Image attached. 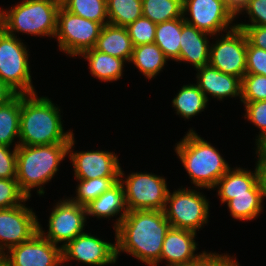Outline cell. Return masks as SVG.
Returning <instances> with one entry per match:
<instances>
[{
    "label": "cell",
    "instance_id": "34",
    "mask_svg": "<svg viewBox=\"0 0 266 266\" xmlns=\"http://www.w3.org/2000/svg\"><path fill=\"white\" fill-rule=\"evenodd\" d=\"M266 100V76L245 74L241 83V102Z\"/></svg>",
    "mask_w": 266,
    "mask_h": 266
},
{
    "label": "cell",
    "instance_id": "4",
    "mask_svg": "<svg viewBox=\"0 0 266 266\" xmlns=\"http://www.w3.org/2000/svg\"><path fill=\"white\" fill-rule=\"evenodd\" d=\"M176 144L175 153L188 173L191 183L198 189H214L218 180L231 168L219 151L198 136L193 129H189Z\"/></svg>",
    "mask_w": 266,
    "mask_h": 266
},
{
    "label": "cell",
    "instance_id": "2",
    "mask_svg": "<svg viewBox=\"0 0 266 266\" xmlns=\"http://www.w3.org/2000/svg\"><path fill=\"white\" fill-rule=\"evenodd\" d=\"M60 108L48 97L21 94L19 145L70 143L73 131H64Z\"/></svg>",
    "mask_w": 266,
    "mask_h": 266
},
{
    "label": "cell",
    "instance_id": "33",
    "mask_svg": "<svg viewBox=\"0 0 266 266\" xmlns=\"http://www.w3.org/2000/svg\"><path fill=\"white\" fill-rule=\"evenodd\" d=\"M246 114L244 117L251 121L259 130L256 139V153L266 147V100L254 102H242Z\"/></svg>",
    "mask_w": 266,
    "mask_h": 266
},
{
    "label": "cell",
    "instance_id": "46",
    "mask_svg": "<svg viewBox=\"0 0 266 266\" xmlns=\"http://www.w3.org/2000/svg\"><path fill=\"white\" fill-rule=\"evenodd\" d=\"M259 153L262 155L263 159L266 161V147L262 149Z\"/></svg>",
    "mask_w": 266,
    "mask_h": 266
},
{
    "label": "cell",
    "instance_id": "17",
    "mask_svg": "<svg viewBox=\"0 0 266 266\" xmlns=\"http://www.w3.org/2000/svg\"><path fill=\"white\" fill-rule=\"evenodd\" d=\"M195 237V232L171 227L164 238L159 262L165 260L168 263L166 266H173L198 260L206 251L195 254L198 249Z\"/></svg>",
    "mask_w": 266,
    "mask_h": 266
},
{
    "label": "cell",
    "instance_id": "27",
    "mask_svg": "<svg viewBox=\"0 0 266 266\" xmlns=\"http://www.w3.org/2000/svg\"><path fill=\"white\" fill-rule=\"evenodd\" d=\"M178 91L172 100L177 115L186 120L204 111L208 100L196 84L183 85Z\"/></svg>",
    "mask_w": 266,
    "mask_h": 266
},
{
    "label": "cell",
    "instance_id": "8",
    "mask_svg": "<svg viewBox=\"0 0 266 266\" xmlns=\"http://www.w3.org/2000/svg\"><path fill=\"white\" fill-rule=\"evenodd\" d=\"M120 169V182L124 187L128 211L158 210L163 211L169 189L164 177L151 173L133 172L123 180Z\"/></svg>",
    "mask_w": 266,
    "mask_h": 266
},
{
    "label": "cell",
    "instance_id": "26",
    "mask_svg": "<svg viewBox=\"0 0 266 266\" xmlns=\"http://www.w3.org/2000/svg\"><path fill=\"white\" fill-rule=\"evenodd\" d=\"M183 16L170 21L158 23L155 32V44L170 60L176 61L180 56V41L182 33Z\"/></svg>",
    "mask_w": 266,
    "mask_h": 266
},
{
    "label": "cell",
    "instance_id": "7",
    "mask_svg": "<svg viewBox=\"0 0 266 266\" xmlns=\"http://www.w3.org/2000/svg\"><path fill=\"white\" fill-rule=\"evenodd\" d=\"M163 211L171 227L196 233L208 223L209 202L200 191L178 188L173 193L169 191Z\"/></svg>",
    "mask_w": 266,
    "mask_h": 266
},
{
    "label": "cell",
    "instance_id": "49",
    "mask_svg": "<svg viewBox=\"0 0 266 266\" xmlns=\"http://www.w3.org/2000/svg\"><path fill=\"white\" fill-rule=\"evenodd\" d=\"M173 266H191V263L190 264H185V265H173Z\"/></svg>",
    "mask_w": 266,
    "mask_h": 266
},
{
    "label": "cell",
    "instance_id": "39",
    "mask_svg": "<svg viewBox=\"0 0 266 266\" xmlns=\"http://www.w3.org/2000/svg\"><path fill=\"white\" fill-rule=\"evenodd\" d=\"M17 147L11 151V147L0 144V178L16 179Z\"/></svg>",
    "mask_w": 266,
    "mask_h": 266
},
{
    "label": "cell",
    "instance_id": "11",
    "mask_svg": "<svg viewBox=\"0 0 266 266\" xmlns=\"http://www.w3.org/2000/svg\"><path fill=\"white\" fill-rule=\"evenodd\" d=\"M87 223L86 209L69 198L58 201L48 220V231H44L38 223V231L50 242L64 247L68 242L84 233Z\"/></svg>",
    "mask_w": 266,
    "mask_h": 266
},
{
    "label": "cell",
    "instance_id": "5",
    "mask_svg": "<svg viewBox=\"0 0 266 266\" xmlns=\"http://www.w3.org/2000/svg\"><path fill=\"white\" fill-rule=\"evenodd\" d=\"M60 7L51 0H22L9 10L0 9V27L12 36L20 32L55 38Z\"/></svg>",
    "mask_w": 266,
    "mask_h": 266
},
{
    "label": "cell",
    "instance_id": "48",
    "mask_svg": "<svg viewBox=\"0 0 266 266\" xmlns=\"http://www.w3.org/2000/svg\"><path fill=\"white\" fill-rule=\"evenodd\" d=\"M51 1H54L56 3H58L59 5H63V3L66 1V0H51Z\"/></svg>",
    "mask_w": 266,
    "mask_h": 266
},
{
    "label": "cell",
    "instance_id": "15",
    "mask_svg": "<svg viewBox=\"0 0 266 266\" xmlns=\"http://www.w3.org/2000/svg\"><path fill=\"white\" fill-rule=\"evenodd\" d=\"M77 260L81 263L94 266L115 264L116 242H105L91 233H83L75 237L62 247V263Z\"/></svg>",
    "mask_w": 266,
    "mask_h": 266
},
{
    "label": "cell",
    "instance_id": "21",
    "mask_svg": "<svg viewBox=\"0 0 266 266\" xmlns=\"http://www.w3.org/2000/svg\"><path fill=\"white\" fill-rule=\"evenodd\" d=\"M86 215L99 218H112L117 216L120 212L117 221L114 223V230L119 226L120 222L124 219L128 213L124 187L120 181H118L109 190L102 193L97 199L91 201L85 206Z\"/></svg>",
    "mask_w": 266,
    "mask_h": 266
},
{
    "label": "cell",
    "instance_id": "22",
    "mask_svg": "<svg viewBox=\"0 0 266 266\" xmlns=\"http://www.w3.org/2000/svg\"><path fill=\"white\" fill-rule=\"evenodd\" d=\"M94 48L102 53L130 62L134 46L126 27L106 24L103 26Z\"/></svg>",
    "mask_w": 266,
    "mask_h": 266
},
{
    "label": "cell",
    "instance_id": "31",
    "mask_svg": "<svg viewBox=\"0 0 266 266\" xmlns=\"http://www.w3.org/2000/svg\"><path fill=\"white\" fill-rule=\"evenodd\" d=\"M78 185L76 186V197H69L74 203L81 206H86L91 201L97 199L106 190L114 186L120 177H102L93 179H76Z\"/></svg>",
    "mask_w": 266,
    "mask_h": 266
},
{
    "label": "cell",
    "instance_id": "14",
    "mask_svg": "<svg viewBox=\"0 0 266 266\" xmlns=\"http://www.w3.org/2000/svg\"><path fill=\"white\" fill-rule=\"evenodd\" d=\"M38 217L32 208L21 205L0 209V252L5 254L38 232Z\"/></svg>",
    "mask_w": 266,
    "mask_h": 266
},
{
    "label": "cell",
    "instance_id": "38",
    "mask_svg": "<svg viewBox=\"0 0 266 266\" xmlns=\"http://www.w3.org/2000/svg\"><path fill=\"white\" fill-rule=\"evenodd\" d=\"M246 11L250 23H239L236 26H266V0H249L236 14Z\"/></svg>",
    "mask_w": 266,
    "mask_h": 266
},
{
    "label": "cell",
    "instance_id": "13",
    "mask_svg": "<svg viewBox=\"0 0 266 266\" xmlns=\"http://www.w3.org/2000/svg\"><path fill=\"white\" fill-rule=\"evenodd\" d=\"M4 266H63L62 247L50 242L38 231L4 254Z\"/></svg>",
    "mask_w": 266,
    "mask_h": 266
},
{
    "label": "cell",
    "instance_id": "1",
    "mask_svg": "<svg viewBox=\"0 0 266 266\" xmlns=\"http://www.w3.org/2000/svg\"><path fill=\"white\" fill-rule=\"evenodd\" d=\"M170 228L164 211H128L115 229L117 259L123 251L147 266H157L164 238Z\"/></svg>",
    "mask_w": 266,
    "mask_h": 266
},
{
    "label": "cell",
    "instance_id": "12",
    "mask_svg": "<svg viewBox=\"0 0 266 266\" xmlns=\"http://www.w3.org/2000/svg\"><path fill=\"white\" fill-rule=\"evenodd\" d=\"M247 40L241 28L230 29L215 44H210L209 65L242 80L246 74Z\"/></svg>",
    "mask_w": 266,
    "mask_h": 266
},
{
    "label": "cell",
    "instance_id": "20",
    "mask_svg": "<svg viewBox=\"0 0 266 266\" xmlns=\"http://www.w3.org/2000/svg\"><path fill=\"white\" fill-rule=\"evenodd\" d=\"M258 157L254 173L245 168H230L217 182L218 195H240L248 194V191H262L259 182L261 169V154Z\"/></svg>",
    "mask_w": 266,
    "mask_h": 266
},
{
    "label": "cell",
    "instance_id": "50",
    "mask_svg": "<svg viewBox=\"0 0 266 266\" xmlns=\"http://www.w3.org/2000/svg\"><path fill=\"white\" fill-rule=\"evenodd\" d=\"M224 1L228 3V6L230 8V0H224Z\"/></svg>",
    "mask_w": 266,
    "mask_h": 266
},
{
    "label": "cell",
    "instance_id": "44",
    "mask_svg": "<svg viewBox=\"0 0 266 266\" xmlns=\"http://www.w3.org/2000/svg\"><path fill=\"white\" fill-rule=\"evenodd\" d=\"M249 0H230V9L237 14Z\"/></svg>",
    "mask_w": 266,
    "mask_h": 266
},
{
    "label": "cell",
    "instance_id": "23",
    "mask_svg": "<svg viewBox=\"0 0 266 266\" xmlns=\"http://www.w3.org/2000/svg\"><path fill=\"white\" fill-rule=\"evenodd\" d=\"M83 57L89 63L92 76L104 82L117 81L122 77L126 60L102 53L95 48L85 50L78 57ZM125 62V63H124Z\"/></svg>",
    "mask_w": 266,
    "mask_h": 266
},
{
    "label": "cell",
    "instance_id": "24",
    "mask_svg": "<svg viewBox=\"0 0 266 266\" xmlns=\"http://www.w3.org/2000/svg\"><path fill=\"white\" fill-rule=\"evenodd\" d=\"M221 203H227L230 215L237 220H253L263 210L262 191H248V194L218 195Z\"/></svg>",
    "mask_w": 266,
    "mask_h": 266
},
{
    "label": "cell",
    "instance_id": "28",
    "mask_svg": "<svg viewBox=\"0 0 266 266\" xmlns=\"http://www.w3.org/2000/svg\"><path fill=\"white\" fill-rule=\"evenodd\" d=\"M21 94H17L8 103L0 106V144L11 146L19 140Z\"/></svg>",
    "mask_w": 266,
    "mask_h": 266
},
{
    "label": "cell",
    "instance_id": "9",
    "mask_svg": "<svg viewBox=\"0 0 266 266\" xmlns=\"http://www.w3.org/2000/svg\"><path fill=\"white\" fill-rule=\"evenodd\" d=\"M102 28L101 23L74 15L61 6L55 38L62 52L75 57L95 47Z\"/></svg>",
    "mask_w": 266,
    "mask_h": 266
},
{
    "label": "cell",
    "instance_id": "36",
    "mask_svg": "<svg viewBox=\"0 0 266 266\" xmlns=\"http://www.w3.org/2000/svg\"><path fill=\"white\" fill-rule=\"evenodd\" d=\"M29 200L20 190L16 179L0 178V209H8Z\"/></svg>",
    "mask_w": 266,
    "mask_h": 266
},
{
    "label": "cell",
    "instance_id": "18",
    "mask_svg": "<svg viewBox=\"0 0 266 266\" xmlns=\"http://www.w3.org/2000/svg\"><path fill=\"white\" fill-rule=\"evenodd\" d=\"M196 85L209 101L208 95L218 100L226 97H238L241 100L242 80L236 76L225 74L216 68L206 65L196 69Z\"/></svg>",
    "mask_w": 266,
    "mask_h": 266
},
{
    "label": "cell",
    "instance_id": "32",
    "mask_svg": "<svg viewBox=\"0 0 266 266\" xmlns=\"http://www.w3.org/2000/svg\"><path fill=\"white\" fill-rule=\"evenodd\" d=\"M62 7L70 13L101 23L109 24L107 0H66Z\"/></svg>",
    "mask_w": 266,
    "mask_h": 266
},
{
    "label": "cell",
    "instance_id": "3",
    "mask_svg": "<svg viewBox=\"0 0 266 266\" xmlns=\"http://www.w3.org/2000/svg\"><path fill=\"white\" fill-rule=\"evenodd\" d=\"M69 143L50 145H19L16 156V180L20 190L30 199L31 189L45 193L44 184L52 180L59 165L68 156Z\"/></svg>",
    "mask_w": 266,
    "mask_h": 266
},
{
    "label": "cell",
    "instance_id": "42",
    "mask_svg": "<svg viewBox=\"0 0 266 266\" xmlns=\"http://www.w3.org/2000/svg\"><path fill=\"white\" fill-rule=\"evenodd\" d=\"M17 93L0 79V106L12 100Z\"/></svg>",
    "mask_w": 266,
    "mask_h": 266
},
{
    "label": "cell",
    "instance_id": "19",
    "mask_svg": "<svg viewBox=\"0 0 266 266\" xmlns=\"http://www.w3.org/2000/svg\"><path fill=\"white\" fill-rule=\"evenodd\" d=\"M212 35L200 31L184 22L180 41V56L176 62L191 63L195 69L209 65L210 41Z\"/></svg>",
    "mask_w": 266,
    "mask_h": 266
},
{
    "label": "cell",
    "instance_id": "25",
    "mask_svg": "<svg viewBox=\"0 0 266 266\" xmlns=\"http://www.w3.org/2000/svg\"><path fill=\"white\" fill-rule=\"evenodd\" d=\"M168 60L155 43H149L134 46L130 63H134L144 77L151 80L164 69Z\"/></svg>",
    "mask_w": 266,
    "mask_h": 266
},
{
    "label": "cell",
    "instance_id": "29",
    "mask_svg": "<svg viewBox=\"0 0 266 266\" xmlns=\"http://www.w3.org/2000/svg\"><path fill=\"white\" fill-rule=\"evenodd\" d=\"M183 0H142V16L158 24L181 18Z\"/></svg>",
    "mask_w": 266,
    "mask_h": 266
},
{
    "label": "cell",
    "instance_id": "45",
    "mask_svg": "<svg viewBox=\"0 0 266 266\" xmlns=\"http://www.w3.org/2000/svg\"><path fill=\"white\" fill-rule=\"evenodd\" d=\"M232 257L224 266H240L236 258Z\"/></svg>",
    "mask_w": 266,
    "mask_h": 266
},
{
    "label": "cell",
    "instance_id": "6",
    "mask_svg": "<svg viewBox=\"0 0 266 266\" xmlns=\"http://www.w3.org/2000/svg\"><path fill=\"white\" fill-rule=\"evenodd\" d=\"M0 27V79L17 94H34L29 53L22 40Z\"/></svg>",
    "mask_w": 266,
    "mask_h": 266
},
{
    "label": "cell",
    "instance_id": "10",
    "mask_svg": "<svg viewBox=\"0 0 266 266\" xmlns=\"http://www.w3.org/2000/svg\"><path fill=\"white\" fill-rule=\"evenodd\" d=\"M182 13L187 24L212 36L226 33L236 26L232 23L236 14L224 0H183ZM187 14L190 18L185 17Z\"/></svg>",
    "mask_w": 266,
    "mask_h": 266
},
{
    "label": "cell",
    "instance_id": "16",
    "mask_svg": "<svg viewBox=\"0 0 266 266\" xmlns=\"http://www.w3.org/2000/svg\"><path fill=\"white\" fill-rule=\"evenodd\" d=\"M75 142L73 135L68 146V157L74 168L75 179L120 177L118 155L105 150L74 152L72 148L75 147Z\"/></svg>",
    "mask_w": 266,
    "mask_h": 266
},
{
    "label": "cell",
    "instance_id": "35",
    "mask_svg": "<svg viewBox=\"0 0 266 266\" xmlns=\"http://www.w3.org/2000/svg\"><path fill=\"white\" fill-rule=\"evenodd\" d=\"M156 23L141 16L133 23L126 26L128 35L132 40L133 46L145 45L155 42Z\"/></svg>",
    "mask_w": 266,
    "mask_h": 266
},
{
    "label": "cell",
    "instance_id": "41",
    "mask_svg": "<svg viewBox=\"0 0 266 266\" xmlns=\"http://www.w3.org/2000/svg\"><path fill=\"white\" fill-rule=\"evenodd\" d=\"M232 257L230 255L205 252L198 260L191 262V266H224Z\"/></svg>",
    "mask_w": 266,
    "mask_h": 266
},
{
    "label": "cell",
    "instance_id": "30",
    "mask_svg": "<svg viewBox=\"0 0 266 266\" xmlns=\"http://www.w3.org/2000/svg\"><path fill=\"white\" fill-rule=\"evenodd\" d=\"M109 24L126 27L142 16V0H107Z\"/></svg>",
    "mask_w": 266,
    "mask_h": 266
},
{
    "label": "cell",
    "instance_id": "43",
    "mask_svg": "<svg viewBox=\"0 0 266 266\" xmlns=\"http://www.w3.org/2000/svg\"><path fill=\"white\" fill-rule=\"evenodd\" d=\"M259 182L262 189V198L266 197V161L263 159L261 155V169H260V176Z\"/></svg>",
    "mask_w": 266,
    "mask_h": 266
},
{
    "label": "cell",
    "instance_id": "37",
    "mask_svg": "<svg viewBox=\"0 0 266 266\" xmlns=\"http://www.w3.org/2000/svg\"><path fill=\"white\" fill-rule=\"evenodd\" d=\"M246 74L266 76V50L253 46L247 40Z\"/></svg>",
    "mask_w": 266,
    "mask_h": 266
},
{
    "label": "cell",
    "instance_id": "47",
    "mask_svg": "<svg viewBox=\"0 0 266 266\" xmlns=\"http://www.w3.org/2000/svg\"><path fill=\"white\" fill-rule=\"evenodd\" d=\"M0 266H4V254L0 252Z\"/></svg>",
    "mask_w": 266,
    "mask_h": 266
},
{
    "label": "cell",
    "instance_id": "40",
    "mask_svg": "<svg viewBox=\"0 0 266 266\" xmlns=\"http://www.w3.org/2000/svg\"><path fill=\"white\" fill-rule=\"evenodd\" d=\"M241 28L248 41L255 47L266 50V26H236Z\"/></svg>",
    "mask_w": 266,
    "mask_h": 266
}]
</instances>
